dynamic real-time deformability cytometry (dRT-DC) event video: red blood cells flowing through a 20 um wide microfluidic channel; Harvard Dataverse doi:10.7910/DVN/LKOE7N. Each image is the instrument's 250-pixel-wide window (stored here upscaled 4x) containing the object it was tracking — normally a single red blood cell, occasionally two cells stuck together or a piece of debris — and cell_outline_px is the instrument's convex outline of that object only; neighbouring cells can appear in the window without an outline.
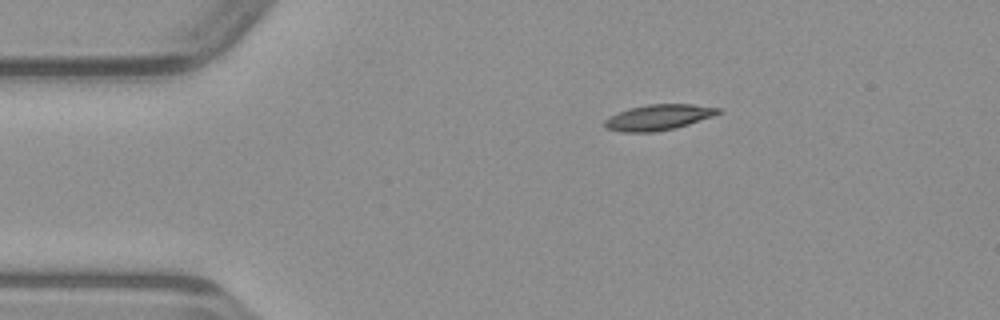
{"species": "common noctule bat (a hibernating species)", "species_latin": "Nyctalus noctula", "temperature_condition": "warm", "stored_images_in_passage": 41, "camera_frame_rate_fps": 3000, "um_per_image_px": 0.085, "animal": {"sex": "male", "body_mass_g": 23.1, "forearm_length_mm": 52.7}, "frame": {"image": 1, "passage_image": 1, "time_ms": 0.0, "image_size_px": [1000, 320], "cell_outline_px": [[720, 112], [712, 116], [676, 128], [652, 132], [624, 132], [604, 128], [604, 120], [608, 116], [628, 108], [648, 104], [692, 104], [720, 108]], "centroid_in_image_um": [55.91, 9.97], "position_along_channel_um": 29.1, "area_um2": 16.94}}
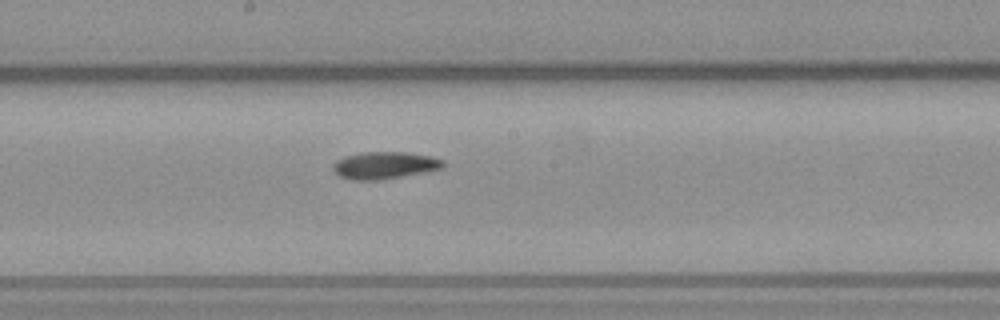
{"frame": {"image": 2, "passage_image": 18, "time_ms": 5.667, "image_size_px": [1000, 320], "cell_outline_px": [[444, 168], [428, 172], [380, 180], [352, 180], [340, 176], [332, 168], [332, 164], [336, 160], [344, 156], [364, 152], [404, 152], [432, 156], [444, 160]], "centroid_in_image_um": [32.72, 14.05], "position_along_channel_um": 215.5, "area_um2": 17.63}}
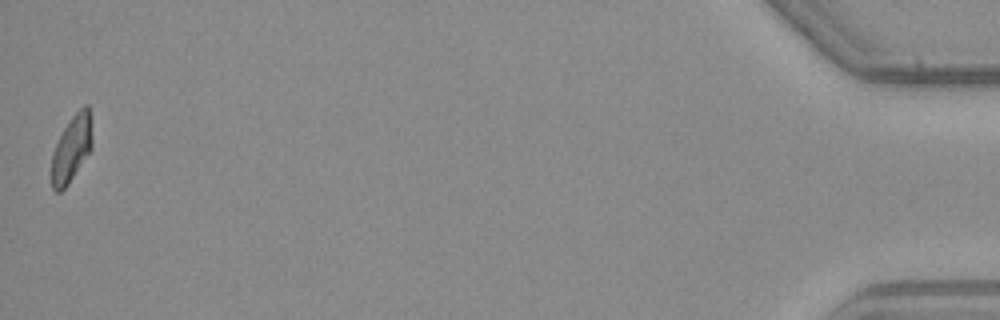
{"frame": {"image": 3, "passage_image": 41, "time_ms": 13.333, "image_size_px": [1000, 320], "cell_outline_px": [[92, 148], [68, 184], [60, 192], [56, 192], [52, 188], [52, 152], [64, 128], [72, 116], [84, 104], [88, 104], [92, 136]], "centroid_in_image_um": [6.09, 12.63], "position_along_channel_um": 429.1, "area_um2": 15.49}}